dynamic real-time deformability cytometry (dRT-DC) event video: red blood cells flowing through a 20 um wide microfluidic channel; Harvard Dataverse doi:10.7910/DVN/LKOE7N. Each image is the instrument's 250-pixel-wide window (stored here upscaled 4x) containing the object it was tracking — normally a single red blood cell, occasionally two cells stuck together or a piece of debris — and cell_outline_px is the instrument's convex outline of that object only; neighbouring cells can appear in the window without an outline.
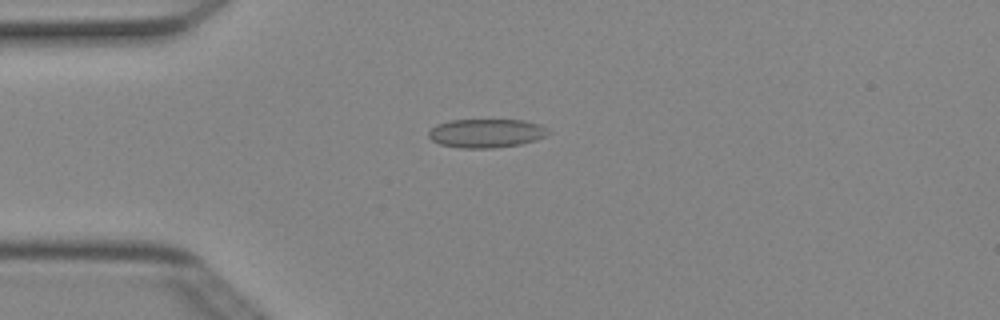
{"species": "Egyptian fruit bat (a non-hibernating species)", "species_latin": "Rousettus aegyptiacus", "temperature_condition": "cold", "stored_images_in_passage": 5, "camera_frame_rate_fps": 3000, "um_per_image_px": 0.085, "animal": {"sex": "female"}, "frame": {"image": 1, "passage_image": 3, "time_ms": 0.667, "image_size_px": [1000, 320], "cell_outline_px": [[552, 132], [536, 140], [520, 144], [492, 148], [460, 148], [440, 144], [432, 140], [428, 136], [428, 132], [436, 124], [448, 120], [524, 120], [540, 124], [548, 128]], "centroid_in_image_um": [41.34, 11.32], "position_along_channel_um": 43.7, "area_um2": 20.17}}
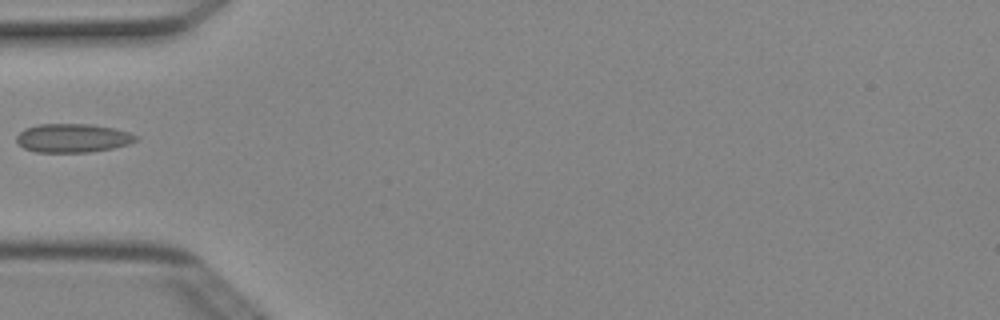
{"frame": {"image": 2, "passage_image": 4, "time_ms": 1.0, "image_size_px": [1000, 320], "cell_outline_px": [[140, 136], [136, 140], [128, 144], [112, 148], [92, 152], [36, 152], [24, 148], [16, 144], [16, 136], [24, 128], [36, 124], [88, 124], [112, 128], [128, 132]], "centroid_in_image_um": [6.14, 11.74], "position_along_channel_um": 78.9, "area_um2": 20.06}}
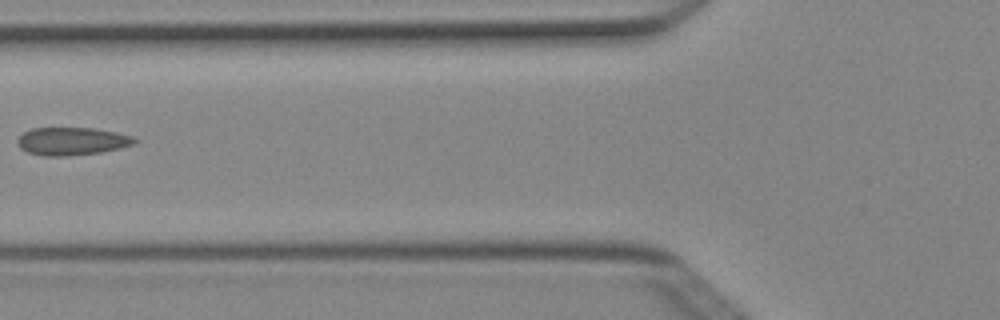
{"frame": {"image": 3, "passage_image": 5, "time_ms": 1.333, "image_size_px": [1000, 320], "cell_outline_px": [[140, 140], [136, 144], [120, 148], [100, 152], [68, 156], [44, 156], [28, 152], [20, 148], [16, 144], [16, 140], [24, 132], [32, 128], [96, 128], [116, 132], [132, 136]], "centroid_in_image_um": [6.13, 12.0], "position_along_channel_um": 119.7, "area_um2": 19.19}}